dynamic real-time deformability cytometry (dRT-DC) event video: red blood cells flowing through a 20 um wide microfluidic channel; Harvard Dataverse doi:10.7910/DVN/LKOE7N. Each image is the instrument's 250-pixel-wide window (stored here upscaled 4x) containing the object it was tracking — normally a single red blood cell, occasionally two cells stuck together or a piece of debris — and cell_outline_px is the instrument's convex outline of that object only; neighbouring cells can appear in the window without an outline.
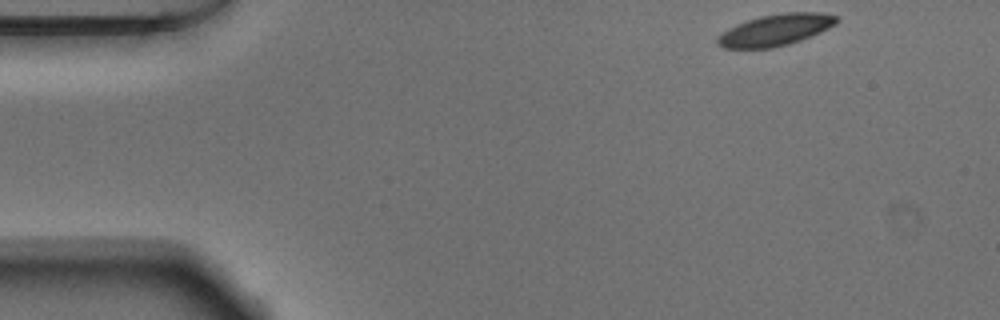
{"species": "Egyptian fruit bat (a non-hibernating species)", "species_latin": "Rousettus aegyptiacus", "temperature_condition": "warm", "stored_images_in_passage": 48, "camera_frame_rate_fps": 3000, "um_per_image_px": 0.085, "animal": {"sex": "male"}, "frame": {"image": 1, "passage_image": 1, "time_ms": 0.0, "image_size_px": [1000, 320], "cell_outline_px": [[840, 20], [836, 24], [820, 32], [800, 40], [788, 44], [772, 48], [724, 48], [716, 44], [716, 36], [728, 28], [736, 24], [760, 16], [784, 12], [820, 12], [840, 16]], "centroid_in_image_um": [65.92, 2.54], "position_along_channel_um": 19.1, "area_um2": 22.02}}
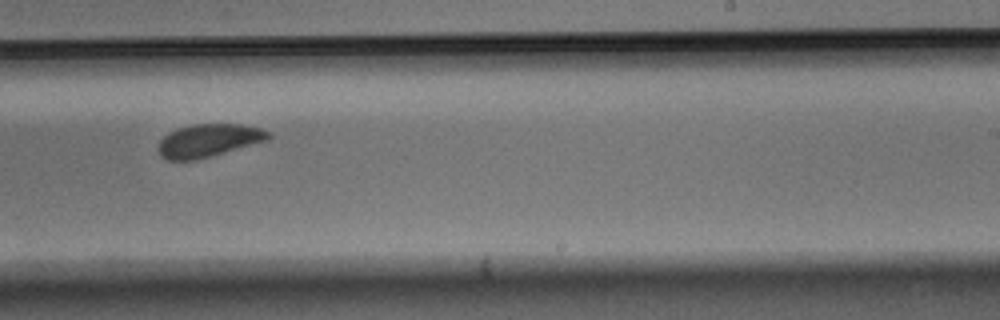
{"frame": {"image": 2, "passage_image": 28, "time_ms": 9.0, "image_size_px": [1000, 320], "cell_outline_px": [[272, 136], [268, 140], [212, 156], [192, 160], [168, 160], [160, 156], [160, 140], [168, 132], [176, 128], [192, 124], [240, 124], [260, 128], [272, 132]], "centroid_in_image_um": [17.76, 11.93], "position_along_channel_um": 271.2, "area_um2": 21.15}}
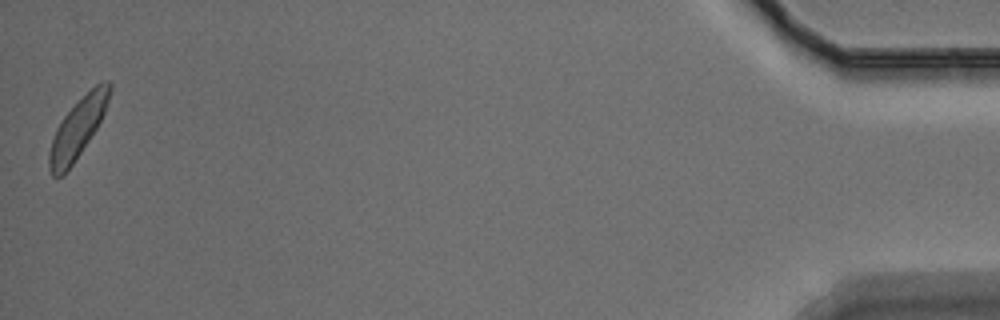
{"frame": {"image": 3, "passage_image": 48, "time_ms": 15.667, "image_size_px": [1000, 320], "cell_outline_px": [[112, 88], [104, 112], [96, 128], [72, 164], [60, 176], [52, 176], [48, 168], [48, 152], [56, 128], [64, 116], [100, 80], [108, 80], [112, 84]], "centroid_in_image_um": [6.6, 10.88], "position_along_channel_um": 428.6, "area_um2": 20.29}, "authors_computed_cell_mechanics": {"area_um2": 22.0218, "velocity_mm_per_s": 3.7765, "shape_relaxation_time_tau1_ms": 3.8315, "shape_relaxation_time_tau2_ms": 4.6592, "deformation_change_tau1": 0.1074, "deformation_change_tau2": 0.0865}}